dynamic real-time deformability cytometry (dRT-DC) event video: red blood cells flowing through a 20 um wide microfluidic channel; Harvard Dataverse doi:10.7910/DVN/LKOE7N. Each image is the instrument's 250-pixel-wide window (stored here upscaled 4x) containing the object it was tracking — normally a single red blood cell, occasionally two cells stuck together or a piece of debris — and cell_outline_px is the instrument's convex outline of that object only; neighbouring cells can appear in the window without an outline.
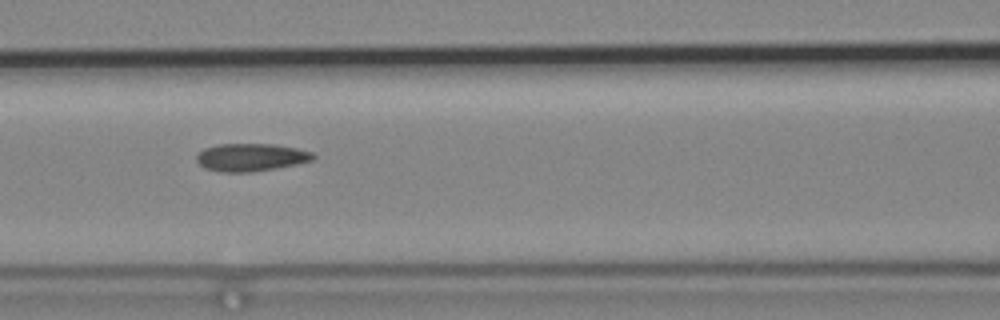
{"species": "common noctule bat (a hibernating species)", "species_latin": "Nyctalus noctula", "temperature_condition": "cold", "stored_images_in_passage": 9, "segment_of_instrument_passage": [1, 2], "camera_frame_rate_fps": 3000, "um_per_image_px": 0.085, "animal": {"sex": "male", "body_mass_g": 19.2, "forearm_length_mm": 51.8}, "frame": {"image": 1, "passage_image": 6, "time_ms": 1.667, "image_size_px": [1000, 320], "cell_outline_px": [[316, 156], [312, 160], [296, 164], [276, 168], [252, 172], [220, 172], [204, 168], [196, 160], [196, 156], [204, 148], [216, 144], [276, 144], [296, 148], [312, 152]], "centroid_in_image_um": [21.31, 13.37], "position_along_channel_um": 145.3, "area_um2": 18.9}}
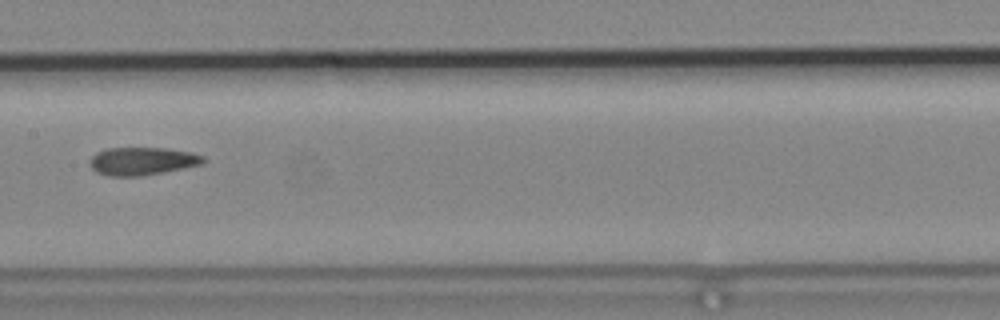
{"frame": {"image": 2, "passage_image": 7, "time_ms": 2.0, "image_size_px": [1000, 320], "cell_outline_px": [[204, 164], [164, 172], [140, 176], [108, 176], [96, 172], [88, 164], [88, 160], [96, 152], [108, 148], [164, 148], [192, 152], [204, 156]], "centroid_in_image_um": [12.07, 13.7], "position_along_channel_um": 195.3, "area_um2": 18.61}}
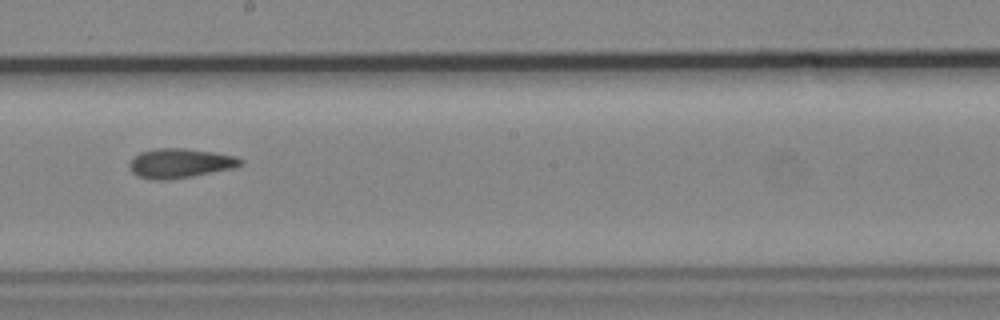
{"frame": {"image": 3, "passage_image": 8, "time_ms": 2.333, "image_size_px": [1000, 320], "cell_outline_px": [[244, 164], [232, 168], [192, 176], [168, 180], [156, 180], [136, 176], [132, 172], [128, 164], [140, 152], [156, 148], [184, 148], [216, 152], [236, 156], [244, 160]], "centroid_in_image_um": [15.32, 13.87], "position_along_channel_um": 232.9, "area_um2": 19.13}}